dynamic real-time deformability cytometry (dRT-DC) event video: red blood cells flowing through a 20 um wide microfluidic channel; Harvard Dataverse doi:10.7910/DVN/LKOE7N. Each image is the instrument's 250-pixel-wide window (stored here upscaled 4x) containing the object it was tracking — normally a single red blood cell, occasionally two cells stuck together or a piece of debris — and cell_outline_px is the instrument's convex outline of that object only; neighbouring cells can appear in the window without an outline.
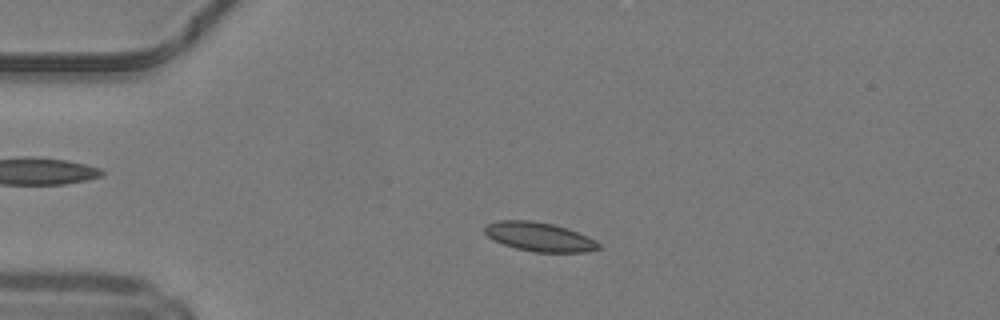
{"species": "common noctule bat (a hibernating species)", "species_latin": "Nyctalus noctula", "temperature_condition": "warm", "stored_images_in_passage": 42, "camera_frame_rate_fps": 3000, "um_per_image_px": 0.085, "animal": {"sex": "male", "body_mass_g": 19.2, "forearm_length_mm": 51.8}, "frame": {"image": 1, "passage_image": 5, "time_ms": 1.333, "image_size_px": [1000, 320], "cell_outline_px": [[600, 248], [584, 252], [532, 252], [516, 248], [504, 244], [488, 236], [484, 232], [484, 228], [488, 224], [500, 220], [532, 220], [552, 224], [568, 228], [588, 236], [596, 240], [600, 244]], "centroid_in_image_um": [45.88, 20.12], "position_along_channel_um": 39.1, "area_um2": 19.19}}
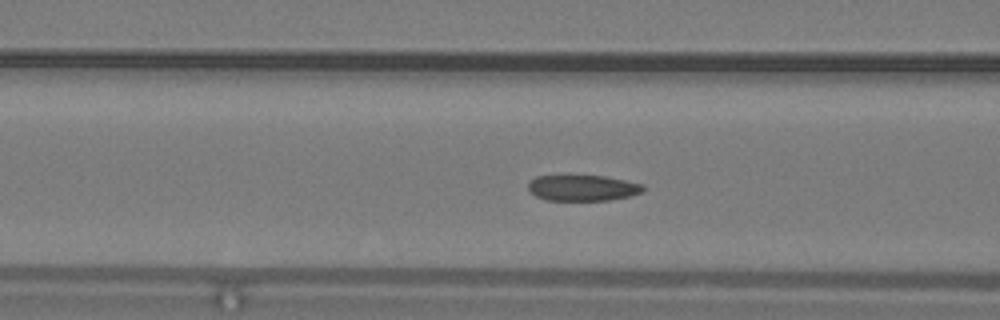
{"frame": {"image": 2, "passage_image": 13, "time_ms": 4.0, "image_size_px": [1000, 320], "cell_outline_px": [[644, 192], [612, 200], [548, 200], [536, 196], [528, 188], [528, 184], [536, 176], [604, 176], [644, 184]], "centroid_in_image_um": [49.57, 15.97], "position_along_channel_um": 117.0, "area_um2": 17.17}}
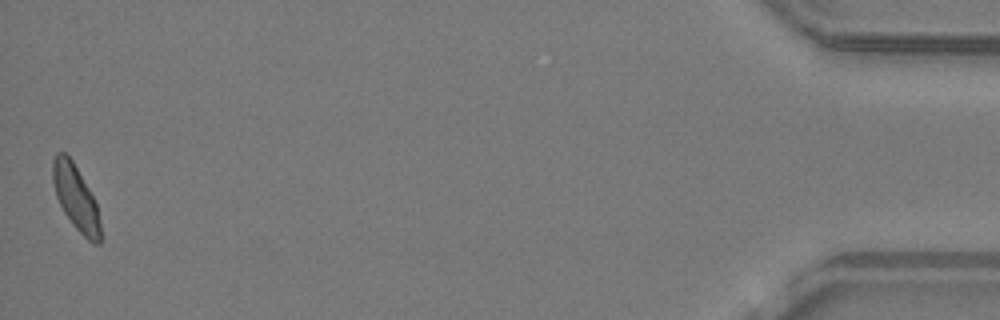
{"frame": {"image": 3, "passage_image": 42, "time_ms": 13.667, "image_size_px": [1000, 320], "cell_outline_px": [[100, 244], [92, 244], [72, 224], [64, 212], [56, 196], [52, 180], [52, 160], [56, 152], [64, 152], [72, 160], [88, 188], [96, 204], [100, 224]], "centroid_in_image_um": [6.42, 16.8], "position_along_channel_um": 428.8, "area_um2": 17.8}, "authors_computed_cell_mechanics": {"area_um2": 18.6983, "velocity_mm_per_s": 4.2042, "shape_relaxation_time_tau1_ms": 5.2431, "shape_relaxation_time_tau2_ms": 1.7852, "deformation_change_tau1": 0.1115, "deformation_change_tau2": 0.0745}}